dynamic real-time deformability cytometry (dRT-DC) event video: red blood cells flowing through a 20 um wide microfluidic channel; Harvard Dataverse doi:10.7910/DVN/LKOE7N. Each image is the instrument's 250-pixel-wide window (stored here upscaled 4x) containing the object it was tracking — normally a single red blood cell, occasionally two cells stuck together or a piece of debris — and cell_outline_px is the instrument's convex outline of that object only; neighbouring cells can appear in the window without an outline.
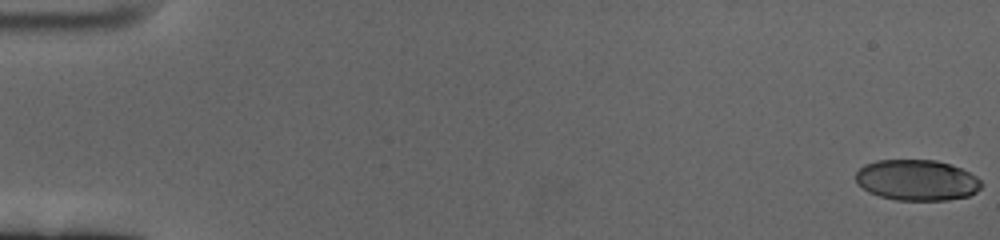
{"species": "human", "species_latin": "Homo sapiens", "temperature_condition": "cold", "stored_images_in_passage": 61, "camera_frame_rate_fps": 3000, "um_per_image_px": 0.085, "donor": {"sex": "female"}, "frame": {"image": 1, "passage_image": 1, "time_ms": 0.0, "image_size_px": [1000, 240], "cell_outline_px": [[984, 184], [976, 192], [968, 196], [944, 200], [896, 200], [880, 196], [868, 192], [856, 180], [856, 172], [864, 164], [876, 160], [936, 160], [960, 168], [976, 176]], "centroid_in_image_um": [77.93, 15.31], "position_along_channel_um": 7.1, "area_um2": 29.77}}
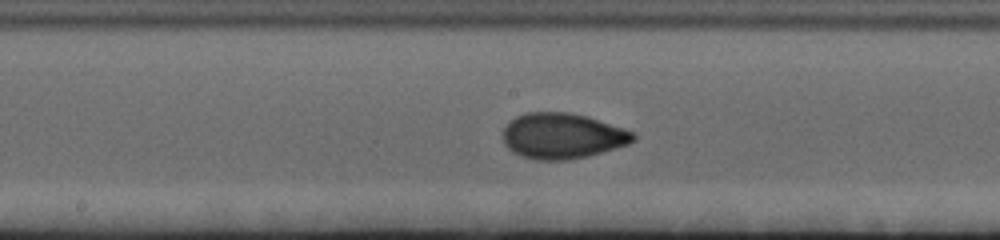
{"frame": {"image": 2, "passage_image": 33, "time_ms": 10.667, "image_size_px": [1000, 240], "cell_outline_px": [[636, 140], [628, 144], [588, 156], [568, 160], [536, 160], [520, 156], [512, 152], [504, 144], [504, 128], [516, 116], [524, 112], [568, 112], [588, 116], [636, 132]], "centroid_in_image_um": [47.82, 11.55], "position_along_channel_um": 200.4, "area_um2": 34.85}}
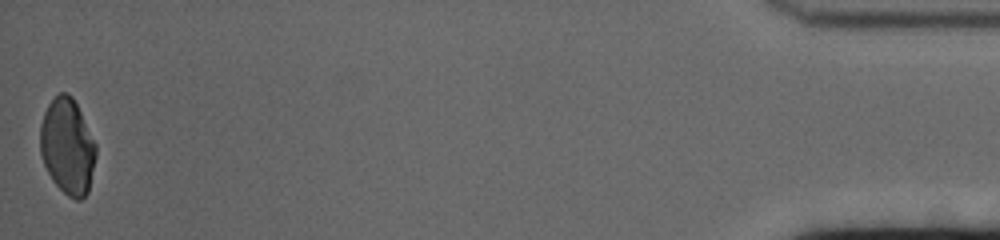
{"frame": {"image": 3, "passage_image": 61, "time_ms": 20.0, "image_size_px": [1000, 240], "cell_outline_px": [[96, 156], [88, 192], [80, 200], [76, 200], [68, 196], [52, 180], [44, 164], [40, 152], [40, 124], [44, 112], [48, 104], [60, 92], [68, 92], [72, 96], [96, 144]], "centroid_in_image_um": [5.73, 12.44], "position_along_channel_um": 429.5, "area_um2": 30.98}, "authors_computed_cell_mechanics": {"area_um2": 32.368, "velocity_mm_per_s": 3.3851, "shape_relaxation_time_tau1_ms": 5.1979, "shape_relaxation_time_tau2_ms": 0.9095, "deformation_change_tau1": 0.174, "deformation_change_tau2": 0.0482}}